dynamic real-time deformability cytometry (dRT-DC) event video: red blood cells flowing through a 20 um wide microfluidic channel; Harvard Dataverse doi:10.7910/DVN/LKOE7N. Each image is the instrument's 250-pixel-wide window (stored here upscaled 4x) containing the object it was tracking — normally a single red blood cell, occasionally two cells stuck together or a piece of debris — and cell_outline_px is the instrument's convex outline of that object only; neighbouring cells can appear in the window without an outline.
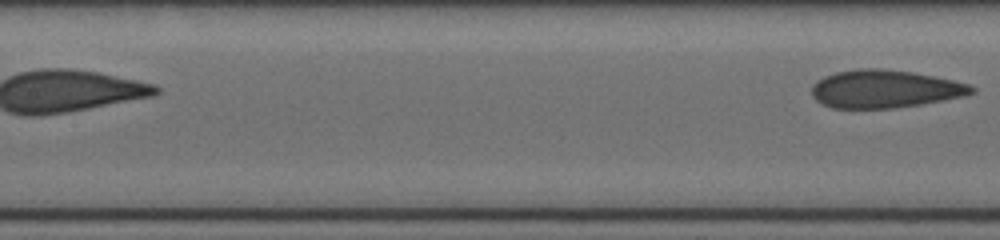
{"species": "human", "species_latin": "Homo sapiens", "temperature_condition": "cold", "stored_images_in_passage": 12, "segment_of_instrument_passage": [2, 2], "camera_frame_rate_fps": 3000, "um_per_image_px": 0.085, "donor": {"sex": "female"}, "frame": {"image": 1, "passage_image": 12, "time_ms": 4.0, "image_size_px": [1000, 240], "cell_outline_px": [[976, 92], [964, 96], [920, 104], [892, 108], [832, 108], [820, 104], [812, 96], [812, 84], [824, 76], [836, 72], [856, 68], [884, 68], [912, 72], [952, 80], [968, 84], [976, 88]], "centroid_in_image_um": [75.17, 7.55], "position_along_channel_um": 132.2, "area_um2": 35.37}}